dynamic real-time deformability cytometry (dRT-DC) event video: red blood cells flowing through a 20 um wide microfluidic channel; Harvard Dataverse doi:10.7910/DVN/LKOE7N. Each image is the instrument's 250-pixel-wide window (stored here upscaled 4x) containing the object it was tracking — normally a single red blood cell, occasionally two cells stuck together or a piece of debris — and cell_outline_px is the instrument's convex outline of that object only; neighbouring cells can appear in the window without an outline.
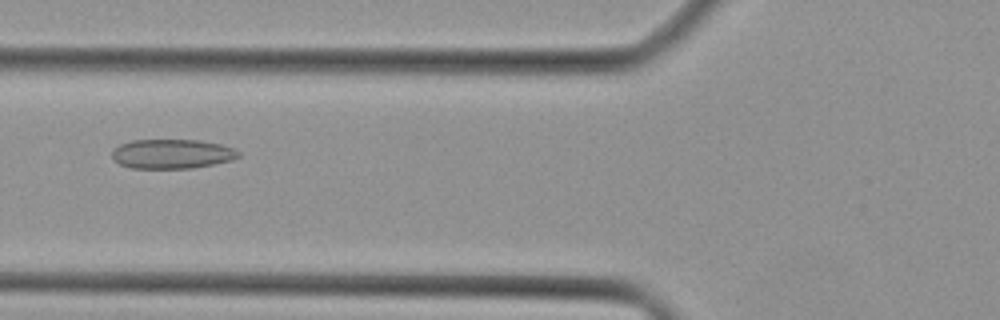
{"species": "Egyptian fruit bat (a non-hibernating species)", "species_latin": "Rousettus aegyptiacus", "temperature_condition": "cold", "stored_images_in_passage": 37, "camera_frame_rate_fps": 3000, "um_per_image_px": 0.085, "animal": {"sex": "female"}, "frame": {"image": 1, "passage_image": 10, "time_ms": 3.0, "image_size_px": [1000, 320], "cell_outline_px": [[240, 156], [232, 160], [192, 168], [132, 168], [120, 164], [112, 160], [112, 148], [120, 144], [132, 140], [200, 140], [220, 144], [232, 148], [240, 152]], "centroid_in_image_um": [14.58, 13.08], "position_along_channel_um": 111.2, "area_um2": 21.73}}
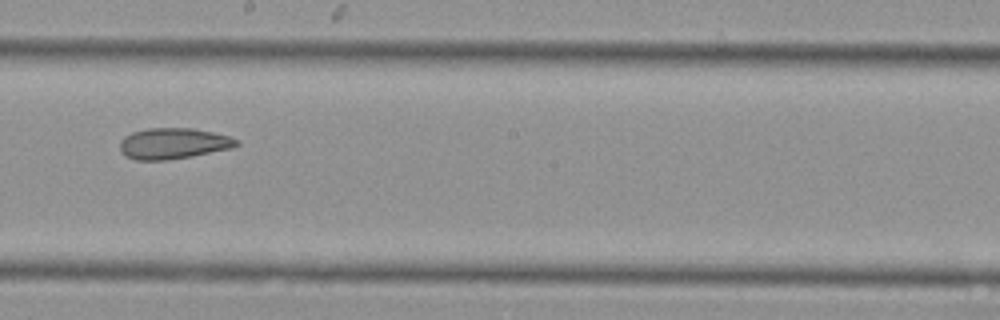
{"frame": {"image": 2, "passage_image": 18, "time_ms": 5.667, "image_size_px": [1000, 320], "cell_outline_px": [[240, 144], [232, 148], [192, 156], [168, 160], [136, 160], [124, 156], [120, 152], [120, 140], [124, 136], [132, 132], [148, 128], [192, 128], [212, 132], [228, 136], [240, 140]], "centroid_in_image_um": [14.71, 12.2], "position_along_channel_um": 233.5, "area_um2": 21.21}}
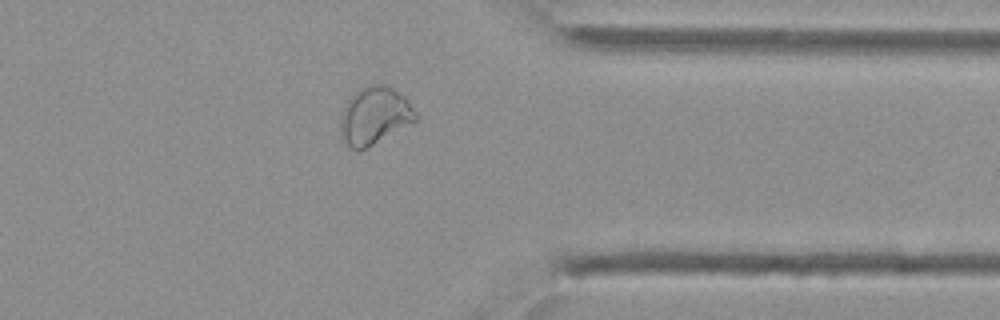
{"frame": {"image": 3, "passage_image": 28, "time_ms": 9.0, "image_size_px": [1000, 320], "cell_outline_px": [[416, 120], [368, 148], [360, 152], [356, 152], [344, 140], [340, 132], [340, 116], [348, 100], [360, 88], [368, 84], [384, 84], [392, 88], [404, 96], [408, 100], [416, 112]], "centroid_in_image_um": [31.82, 9.85], "position_along_channel_um": 379.6, "area_um2": 25.14}}